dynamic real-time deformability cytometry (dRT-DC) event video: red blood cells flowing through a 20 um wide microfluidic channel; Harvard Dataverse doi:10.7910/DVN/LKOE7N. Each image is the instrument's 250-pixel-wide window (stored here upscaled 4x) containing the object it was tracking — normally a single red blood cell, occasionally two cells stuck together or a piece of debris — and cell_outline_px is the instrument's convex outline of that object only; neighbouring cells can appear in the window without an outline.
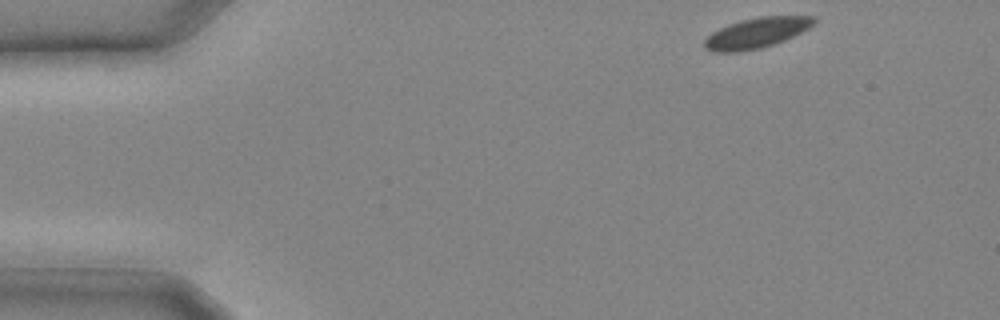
{"species": "common noctule bat (a hibernating species)", "species_latin": "Nyctalus noctula", "temperature_condition": "cold", "stored_images_in_passage": 23, "camera_frame_rate_fps": 3000, "um_per_image_px": 0.085, "animal": {"sex": "male", "body_mass_g": 20.4}, "frame": {"image": 1, "passage_image": 1, "time_ms": 0.0, "image_size_px": [1000, 320], "cell_outline_px": [[816, 20], [808, 28], [784, 40], [760, 48], [740, 52], [712, 52], [704, 48], [704, 40], [712, 32], [720, 28], [740, 20], [760, 16], [816, 16]], "centroid_in_image_um": [64.26, 2.8], "position_along_channel_um": 20.7, "area_um2": 19.19}}
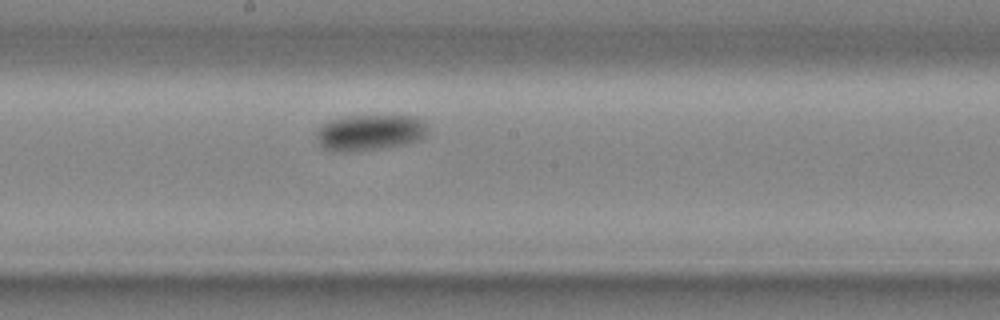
{"frame": {"image": 2, "passage_image": 13, "time_ms": 4.0, "image_size_px": [1000, 320], "cell_outline_px": [[428, 136], [420, 140], [400, 144], [376, 148], [344, 152], [324, 148], [320, 144], [316, 136], [316, 132], [320, 124], [328, 120], [344, 116], [416, 116], [424, 120], [428, 132]], "centroid_in_image_um": [31.44, 11.23], "position_along_channel_um": 216.8, "area_um2": 23.24}}
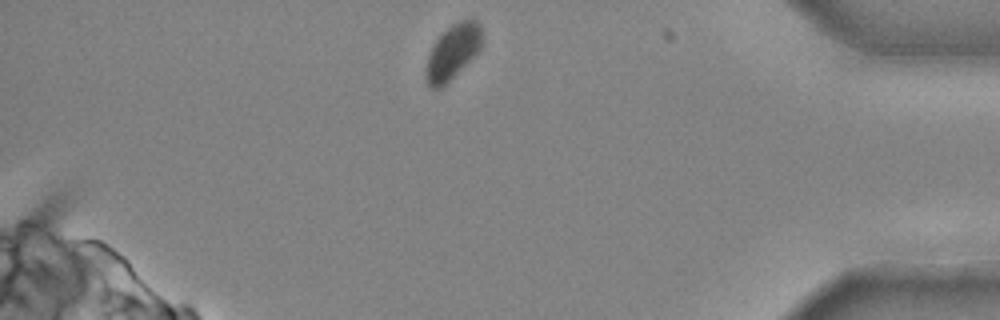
{"frame": {"image": 3, "passage_image": 22, "time_ms": 7.0, "image_size_px": [1000, 320], "cell_outline_px": [[484, 40], [480, 48], [440, 88], [428, 88], [428, 56], [436, 40], [452, 24], [460, 20], [476, 20], [480, 24], [484, 36]], "centroid_in_image_um": [38.53, 4.33], "position_along_channel_um": 396.7, "area_um2": 16.99}}